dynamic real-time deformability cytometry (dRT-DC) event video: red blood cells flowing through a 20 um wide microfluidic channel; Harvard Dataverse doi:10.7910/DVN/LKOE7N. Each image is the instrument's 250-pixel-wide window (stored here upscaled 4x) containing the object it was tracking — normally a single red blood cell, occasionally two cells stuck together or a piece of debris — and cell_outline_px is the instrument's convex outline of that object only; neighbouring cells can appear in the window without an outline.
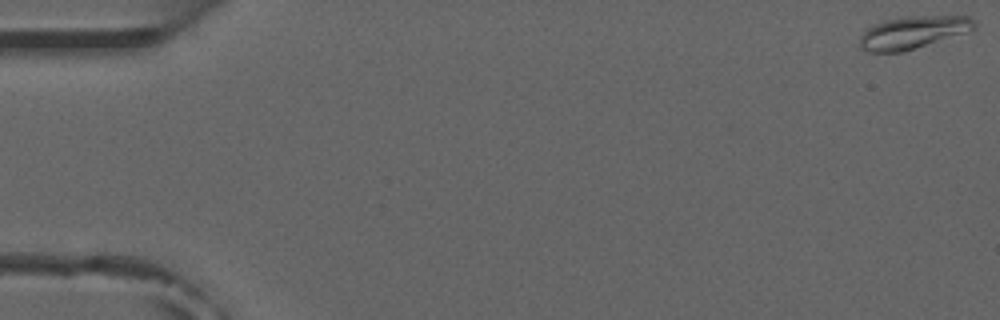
{"species": "common noctule bat (a hibernating species)", "species_latin": "Nyctalus noctula", "temperature_condition": "room temperature", "stored_images_in_passage": 6, "camera_frame_rate_fps": 3000, "um_per_image_px": 0.085, "animal": {"sex": "male", "forearm_length_mm": 52.5}, "frame": {"image": 1, "passage_image": 1, "time_ms": 0.0, "image_size_px": [1000, 320], "cell_outline_px": [[976, 28], [964, 32], [900, 52], [868, 52], [860, 48], [860, 36], [868, 28], [884, 20], [908, 16], [968, 16], [976, 20]], "centroid_in_image_um": [77.57, 2.74], "position_along_channel_um": 7.4, "area_um2": 21.21}}